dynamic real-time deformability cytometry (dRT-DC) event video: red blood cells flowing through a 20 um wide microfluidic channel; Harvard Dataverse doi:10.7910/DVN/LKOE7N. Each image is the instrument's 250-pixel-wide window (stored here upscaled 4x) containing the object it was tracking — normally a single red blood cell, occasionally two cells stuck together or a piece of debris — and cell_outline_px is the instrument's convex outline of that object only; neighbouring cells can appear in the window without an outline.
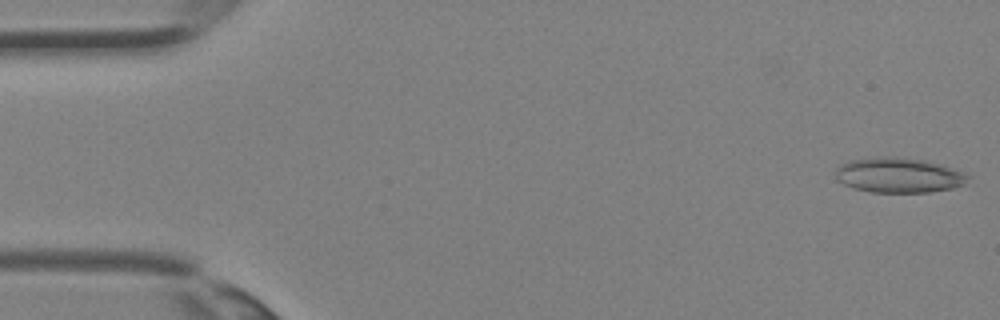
{"species": "Egyptian fruit bat (a non-hibernating species)", "species_latin": "Rousettus aegyptiacus", "temperature_condition": "room temperature", "stored_images_in_passage": 10, "camera_frame_rate_fps": 3000, "um_per_image_px": 0.085, "animal": {"sex": "female"}, "frame": {"image": 1, "passage_image": 1, "time_ms": 0.0, "image_size_px": [1000, 320], "cell_outline_px": [[972, 176], [964, 184], [952, 188], [928, 192], [872, 192], [856, 188], [844, 184], [836, 180], [836, 168], [840, 164], [852, 160], [884, 156], [896, 156], [924, 160], [944, 164], [968, 172]], "centroid_in_image_um": [76.47, 14.87], "position_along_channel_um": 8.5, "area_um2": 27.34}}